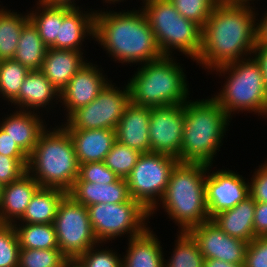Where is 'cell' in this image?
<instances>
[{"label":"cell","mask_w":267,"mask_h":267,"mask_svg":"<svg viewBox=\"0 0 267 267\" xmlns=\"http://www.w3.org/2000/svg\"><path fill=\"white\" fill-rule=\"evenodd\" d=\"M251 4L221 0L216 5L202 27L201 50L195 61L199 66L212 73L217 67L252 57L257 14Z\"/></svg>","instance_id":"cell-1"},{"label":"cell","mask_w":267,"mask_h":267,"mask_svg":"<svg viewBox=\"0 0 267 267\" xmlns=\"http://www.w3.org/2000/svg\"><path fill=\"white\" fill-rule=\"evenodd\" d=\"M94 38L117 63L145 64L163 55L143 10H95Z\"/></svg>","instance_id":"cell-2"},{"label":"cell","mask_w":267,"mask_h":267,"mask_svg":"<svg viewBox=\"0 0 267 267\" xmlns=\"http://www.w3.org/2000/svg\"><path fill=\"white\" fill-rule=\"evenodd\" d=\"M183 109L184 131L179 162L212 165L232 118L213 97L196 101L188 99Z\"/></svg>","instance_id":"cell-3"},{"label":"cell","mask_w":267,"mask_h":267,"mask_svg":"<svg viewBox=\"0 0 267 267\" xmlns=\"http://www.w3.org/2000/svg\"><path fill=\"white\" fill-rule=\"evenodd\" d=\"M206 173L205 164L178 162L172 169L159 206L150 212V217L162 204L166 215L177 223L179 232H188L209 220L205 195Z\"/></svg>","instance_id":"cell-4"},{"label":"cell","mask_w":267,"mask_h":267,"mask_svg":"<svg viewBox=\"0 0 267 267\" xmlns=\"http://www.w3.org/2000/svg\"><path fill=\"white\" fill-rule=\"evenodd\" d=\"M40 134L28 158L27 172L40 187L68 192L79 175V163L67 129L60 125Z\"/></svg>","instance_id":"cell-5"},{"label":"cell","mask_w":267,"mask_h":267,"mask_svg":"<svg viewBox=\"0 0 267 267\" xmlns=\"http://www.w3.org/2000/svg\"><path fill=\"white\" fill-rule=\"evenodd\" d=\"M172 56L141 64L127 82L130 102L138 106L164 107L190 99L184 68Z\"/></svg>","instance_id":"cell-6"},{"label":"cell","mask_w":267,"mask_h":267,"mask_svg":"<svg viewBox=\"0 0 267 267\" xmlns=\"http://www.w3.org/2000/svg\"><path fill=\"white\" fill-rule=\"evenodd\" d=\"M214 70L217 72L215 74L221 76L228 74L222 90L213 98L230 118L240 111L254 112L253 114L258 113V116L264 115L263 118L266 117L267 89L261 65L255 57L222 65Z\"/></svg>","instance_id":"cell-7"},{"label":"cell","mask_w":267,"mask_h":267,"mask_svg":"<svg viewBox=\"0 0 267 267\" xmlns=\"http://www.w3.org/2000/svg\"><path fill=\"white\" fill-rule=\"evenodd\" d=\"M142 9L163 56L177 50L196 61L201 50L202 28L186 19L169 0H143ZM172 54V55H171Z\"/></svg>","instance_id":"cell-8"},{"label":"cell","mask_w":267,"mask_h":267,"mask_svg":"<svg viewBox=\"0 0 267 267\" xmlns=\"http://www.w3.org/2000/svg\"><path fill=\"white\" fill-rule=\"evenodd\" d=\"M94 235L99 243L110 242L123 235L129 239L147 228L150 213L132 198L124 203H99L87 207ZM109 240V241H108Z\"/></svg>","instance_id":"cell-9"},{"label":"cell","mask_w":267,"mask_h":267,"mask_svg":"<svg viewBox=\"0 0 267 267\" xmlns=\"http://www.w3.org/2000/svg\"><path fill=\"white\" fill-rule=\"evenodd\" d=\"M178 159L162 153H142L126 179L130 197L149 213L158 206Z\"/></svg>","instance_id":"cell-10"},{"label":"cell","mask_w":267,"mask_h":267,"mask_svg":"<svg viewBox=\"0 0 267 267\" xmlns=\"http://www.w3.org/2000/svg\"><path fill=\"white\" fill-rule=\"evenodd\" d=\"M58 248L68 260H77L94 245L96 239L87 207L66 194L58 205L54 220Z\"/></svg>","instance_id":"cell-11"},{"label":"cell","mask_w":267,"mask_h":267,"mask_svg":"<svg viewBox=\"0 0 267 267\" xmlns=\"http://www.w3.org/2000/svg\"><path fill=\"white\" fill-rule=\"evenodd\" d=\"M110 81L89 104L74 111L62 125L67 130L114 129L130 103V90H121Z\"/></svg>","instance_id":"cell-12"},{"label":"cell","mask_w":267,"mask_h":267,"mask_svg":"<svg viewBox=\"0 0 267 267\" xmlns=\"http://www.w3.org/2000/svg\"><path fill=\"white\" fill-rule=\"evenodd\" d=\"M183 131V104L151 107L149 140L152 153L170 155L179 161Z\"/></svg>","instance_id":"cell-13"},{"label":"cell","mask_w":267,"mask_h":267,"mask_svg":"<svg viewBox=\"0 0 267 267\" xmlns=\"http://www.w3.org/2000/svg\"><path fill=\"white\" fill-rule=\"evenodd\" d=\"M211 167L212 165H207L205 179L206 204L210 219L250 196L249 180L246 182L242 175L232 170L216 169V172L210 173Z\"/></svg>","instance_id":"cell-14"},{"label":"cell","mask_w":267,"mask_h":267,"mask_svg":"<svg viewBox=\"0 0 267 267\" xmlns=\"http://www.w3.org/2000/svg\"><path fill=\"white\" fill-rule=\"evenodd\" d=\"M188 233L197 243L204 259H218L231 264H244L248 247L246 241L234 238L223 232L209 219Z\"/></svg>","instance_id":"cell-15"},{"label":"cell","mask_w":267,"mask_h":267,"mask_svg":"<svg viewBox=\"0 0 267 267\" xmlns=\"http://www.w3.org/2000/svg\"><path fill=\"white\" fill-rule=\"evenodd\" d=\"M97 67L87 61L61 90L60 103L64 105L63 108L66 107V119L77 109L92 102L110 82L105 78L107 75H103V69Z\"/></svg>","instance_id":"cell-16"},{"label":"cell","mask_w":267,"mask_h":267,"mask_svg":"<svg viewBox=\"0 0 267 267\" xmlns=\"http://www.w3.org/2000/svg\"><path fill=\"white\" fill-rule=\"evenodd\" d=\"M151 107L129 103L115 128L116 140L142 153L151 152L149 121Z\"/></svg>","instance_id":"cell-17"},{"label":"cell","mask_w":267,"mask_h":267,"mask_svg":"<svg viewBox=\"0 0 267 267\" xmlns=\"http://www.w3.org/2000/svg\"><path fill=\"white\" fill-rule=\"evenodd\" d=\"M63 7V20L59 23V37L56 49L81 51L82 43L88 36L94 39L95 11Z\"/></svg>","instance_id":"cell-18"},{"label":"cell","mask_w":267,"mask_h":267,"mask_svg":"<svg viewBox=\"0 0 267 267\" xmlns=\"http://www.w3.org/2000/svg\"><path fill=\"white\" fill-rule=\"evenodd\" d=\"M55 101L56 104L60 102V91L51 84L41 70H32L26 76L18 96L11 102V105H17L15 108L18 107L19 110L35 112L36 109L37 112V110L46 108L47 105L50 110L54 104L52 102Z\"/></svg>","instance_id":"cell-19"},{"label":"cell","mask_w":267,"mask_h":267,"mask_svg":"<svg viewBox=\"0 0 267 267\" xmlns=\"http://www.w3.org/2000/svg\"><path fill=\"white\" fill-rule=\"evenodd\" d=\"M40 118L39 111L36 113L16 110L7 115L5 119L3 118V121H0V127L29 156L38 143L40 134L47 127L43 118Z\"/></svg>","instance_id":"cell-20"},{"label":"cell","mask_w":267,"mask_h":267,"mask_svg":"<svg viewBox=\"0 0 267 267\" xmlns=\"http://www.w3.org/2000/svg\"><path fill=\"white\" fill-rule=\"evenodd\" d=\"M39 188V183L28 172L18 180L4 185L0 204V223L17 222L25 213L32 196Z\"/></svg>","instance_id":"cell-21"},{"label":"cell","mask_w":267,"mask_h":267,"mask_svg":"<svg viewBox=\"0 0 267 267\" xmlns=\"http://www.w3.org/2000/svg\"><path fill=\"white\" fill-rule=\"evenodd\" d=\"M79 164L102 162L116 141L114 129L67 130Z\"/></svg>","instance_id":"cell-22"},{"label":"cell","mask_w":267,"mask_h":267,"mask_svg":"<svg viewBox=\"0 0 267 267\" xmlns=\"http://www.w3.org/2000/svg\"><path fill=\"white\" fill-rule=\"evenodd\" d=\"M83 51L48 48L41 71L51 84L61 90L88 60Z\"/></svg>","instance_id":"cell-23"},{"label":"cell","mask_w":267,"mask_h":267,"mask_svg":"<svg viewBox=\"0 0 267 267\" xmlns=\"http://www.w3.org/2000/svg\"><path fill=\"white\" fill-rule=\"evenodd\" d=\"M67 194L86 207L102 202L124 203L131 199L127 180L121 178L109 184L74 182Z\"/></svg>","instance_id":"cell-24"},{"label":"cell","mask_w":267,"mask_h":267,"mask_svg":"<svg viewBox=\"0 0 267 267\" xmlns=\"http://www.w3.org/2000/svg\"><path fill=\"white\" fill-rule=\"evenodd\" d=\"M148 227L142 234L128 238V248L122 257V267H164L161 242Z\"/></svg>","instance_id":"cell-25"},{"label":"cell","mask_w":267,"mask_h":267,"mask_svg":"<svg viewBox=\"0 0 267 267\" xmlns=\"http://www.w3.org/2000/svg\"><path fill=\"white\" fill-rule=\"evenodd\" d=\"M254 211L255 201L249 196L235 207L215 215L211 220L229 236L250 242L255 238Z\"/></svg>","instance_id":"cell-26"},{"label":"cell","mask_w":267,"mask_h":267,"mask_svg":"<svg viewBox=\"0 0 267 267\" xmlns=\"http://www.w3.org/2000/svg\"><path fill=\"white\" fill-rule=\"evenodd\" d=\"M66 194L59 188L40 187L32 196L23 216L15 223H54L58 205Z\"/></svg>","instance_id":"cell-27"},{"label":"cell","mask_w":267,"mask_h":267,"mask_svg":"<svg viewBox=\"0 0 267 267\" xmlns=\"http://www.w3.org/2000/svg\"><path fill=\"white\" fill-rule=\"evenodd\" d=\"M47 50L48 47L43 43L37 28L29 20L22 28L13 59L30 71L40 70Z\"/></svg>","instance_id":"cell-28"},{"label":"cell","mask_w":267,"mask_h":267,"mask_svg":"<svg viewBox=\"0 0 267 267\" xmlns=\"http://www.w3.org/2000/svg\"><path fill=\"white\" fill-rule=\"evenodd\" d=\"M29 21L28 13L19 14L0 7V59H13L22 28Z\"/></svg>","instance_id":"cell-29"},{"label":"cell","mask_w":267,"mask_h":267,"mask_svg":"<svg viewBox=\"0 0 267 267\" xmlns=\"http://www.w3.org/2000/svg\"><path fill=\"white\" fill-rule=\"evenodd\" d=\"M34 11L28 12L29 20L37 28L39 36L48 48L56 49V37H59V23L63 20V7L47 6L39 1ZM42 10V11H41Z\"/></svg>","instance_id":"cell-30"},{"label":"cell","mask_w":267,"mask_h":267,"mask_svg":"<svg viewBox=\"0 0 267 267\" xmlns=\"http://www.w3.org/2000/svg\"><path fill=\"white\" fill-rule=\"evenodd\" d=\"M17 234L20 248L53 249L58 248L57 236L53 223L50 224H12Z\"/></svg>","instance_id":"cell-31"},{"label":"cell","mask_w":267,"mask_h":267,"mask_svg":"<svg viewBox=\"0 0 267 267\" xmlns=\"http://www.w3.org/2000/svg\"><path fill=\"white\" fill-rule=\"evenodd\" d=\"M175 247L164 267H203L204 257L188 232H177Z\"/></svg>","instance_id":"cell-32"},{"label":"cell","mask_w":267,"mask_h":267,"mask_svg":"<svg viewBox=\"0 0 267 267\" xmlns=\"http://www.w3.org/2000/svg\"><path fill=\"white\" fill-rule=\"evenodd\" d=\"M30 70L14 59L0 62V98L12 102Z\"/></svg>","instance_id":"cell-33"},{"label":"cell","mask_w":267,"mask_h":267,"mask_svg":"<svg viewBox=\"0 0 267 267\" xmlns=\"http://www.w3.org/2000/svg\"><path fill=\"white\" fill-rule=\"evenodd\" d=\"M140 155L139 151L129 148L116 140L103 162L119 178L127 179Z\"/></svg>","instance_id":"cell-34"},{"label":"cell","mask_w":267,"mask_h":267,"mask_svg":"<svg viewBox=\"0 0 267 267\" xmlns=\"http://www.w3.org/2000/svg\"><path fill=\"white\" fill-rule=\"evenodd\" d=\"M67 260L59 248H20L18 267H65Z\"/></svg>","instance_id":"cell-35"},{"label":"cell","mask_w":267,"mask_h":267,"mask_svg":"<svg viewBox=\"0 0 267 267\" xmlns=\"http://www.w3.org/2000/svg\"><path fill=\"white\" fill-rule=\"evenodd\" d=\"M174 8L188 20L201 28L221 0H169Z\"/></svg>","instance_id":"cell-36"},{"label":"cell","mask_w":267,"mask_h":267,"mask_svg":"<svg viewBox=\"0 0 267 267\" xmlns=\"http://www.w3.org/2000/svg\"><path fill=\"white\" fill-rule=\"evenodd\" d=\"M20 245L12 224L0 223V267H18Z\"/></svg>","instance_id":"cell-37"},{"label":"cell","mask_w":267,"mask_h":267,"mask_svg":"<svg viewBox=\"0 0 267 267\" xmlns=\"http://www.w3.org/2000/svg\"><path fill=\"white\" fill-rule=\"evenodd\" d=\"M100 244L103 246V243L94 245L83 253L77 261L84 267H122L121 254L118 255L117 251L113 252V250H106V248L99 249L101 248Z\"/></svg>","instance_id":"cell-38"},{"label":"cell","mask_w":267,"mask_h":267,"mask_svg":"<svg viewBox=\"0 0 267 267\" xmlns=\"http://www.w3.org/2000/svg\"><path fill=\"white\" fill-rule=\"evenodd\" d=\"M118 179L119 177L102 161L79 164V175L75 182L109 184L116 182Z\"/></svg>","instance_id":"cell-39"},{"label":"cell","mask_w":267,"mask_h":267,"mask_svg":"<svg viewBox=\"0 0 267 267\" xmlns=\"http://www.w3.org/2000/svg\"><path fill=\"white\" fill-rule=\"evenodd\" d=\"M28 158H13L0 154V183L4 186L27 172Z\"/></svg>","instance_id":"cell-40"},{"label":"cell","mask_w":267,"mask_h":267,"mask_svg":"<svg viewBox=\"0 0 267 267\" xmlns=\"http://www.w3.org/2000/svg\"><path fill=\"white\" fill-rule=\"evenodd\" d=\"M244 267H267V237H255L248 243Z\"/></svg>","instance_id":"cell-41"},{"label":"cell","mask_w":267,"mask_h":267,"mask_svg":"<svg viewBox=\"0 0 267 267\" xmlns=\"http://www.w3.org/2000/svg\"><path fill=\"white\" fill-rule=\"evenodd\" d=\"M262 164L249 181V194L255 202L267 203V161Z\"/></svg>","instance_id":"cell-42"},{"label":"cell","mask_w":267,"mask_h":267,"mask_svg":"<svg viewBox=\"0 0 267 267\" xmlns=\"http://www.w3.org/2000/svg\"><path fill=\"white\" fill-rule=\"evenodd\" d=\"M0 154L13 158H29V156L0 127Z\"/></svg>","instance_id":"cell-43"},{"label":"cell","mask_w":267,"mask_h":267,"mask_svg":"<svg viewBox=\"0 0 267 267\" xmlns=\"http://www.w3.org/2000/svg\"><path fill=\"white\" fill-rule=\"evenodd\" d=\"M253 223L255 237H267V203L255 202Z\"/></svg>","instance_id":"cell-44"},{"label":"cell","mask_w":267,"mask_h":267,"mask_svg":"<svg viewBox=\"0 0 267 267\" xmlns=\"http://www.w3.org/2000/svg\"><path fill=\"white\" fill-rule=\"evenodd\" d=\"M261 20L256 19V45L267 46V11Z\"/></svg>","instance_id":"cell-45"},{"label":"cell","mask_w":267,"mask_h":267,"mask_svg":"<svg viewBox=\"0 0 267 267\" xmlns=\"http://www.w3.org/2000/svg\"><path fill=\"white\" fill-rule=\"evenodd\" d=\"M253 56L261 65L264 83L267 89V46L256 45Z\"/></svg>","instance_id":"cell-46"},{"label":"cell","mask_w":267,"mask_h":267,"mask_svg":"<svg viewBox=\"0 0 267 267\" xmlns=\"http://www.w3.org/2000/svg\"><path fill=\"white\" fill-rule=\"evenodd\" d=\"M38 1L47 6L80 8L79 6H76L75 0H38Z\"/></svg>","instance_id":"cell-47"},{"label":"cell","mask_w":267,"mask_h":267,"mask_svg":"<svg viewBox=\"0 0 267 267\" xmlns=\"http://www.w3.org/2000/svg\"><path fill=\"white\" fill-rule=\"evenodd\" d=\"M203 267H244V264H231L218 259H204Z\"/></svg>","instance_id":"cell-48"},{"label":"cell","mask_w":267,"mask_h":267,"mask_svg":"<svg viewBox=\"0 0 267 267\" xmlns=\"http://www.w3.org/2000/svg\"><path fill=\"white\" fill-rule=\"evenodd\" d=\"M65 267H84L77 260H67Z\"/></svg>","instance_id":"cell-49"},{"label":"cell","mask_w":267,"mask_h":267,"mask_svg":"<svg viewBox=\"0 0 267 267\" xmlns=\"http://www.w3.org/2000/svg\"><path fill=\"white\" fill-rule=\"evenodd\" d=\"M106 2V3H109V4H114V3H118V2H121V1H124V0H103V2ZM126 1V0H125Z\"/></svg>","instance_id":"cell-50"},{"label":"cell","mask_w":267,"mask_h":267,"mask_svg":"<svg viewBox=\"0 0 267 267\" xmlns=\"http://www.w3.org/2000/svg\"><path fill=\"white\" fill-rule=\"evenodd\" d=\"M3 185L0 183V204L2 201Z\"/></svg>","instance_id":"cell-51"},{"label":"cell","mask_w":267,"mask_h":267,"mask_svg":"<svg viewBox=\"0 0 267 267\" xmlns=\"http://www.w3.org/2000/svg\"><path fill=\"white\" fill-rule=\"evenodd\" d=\"M235 1H250V2H252V1H255V0H235Z\"/></svg>","instance_id":"cell-52"}]
</instances>
